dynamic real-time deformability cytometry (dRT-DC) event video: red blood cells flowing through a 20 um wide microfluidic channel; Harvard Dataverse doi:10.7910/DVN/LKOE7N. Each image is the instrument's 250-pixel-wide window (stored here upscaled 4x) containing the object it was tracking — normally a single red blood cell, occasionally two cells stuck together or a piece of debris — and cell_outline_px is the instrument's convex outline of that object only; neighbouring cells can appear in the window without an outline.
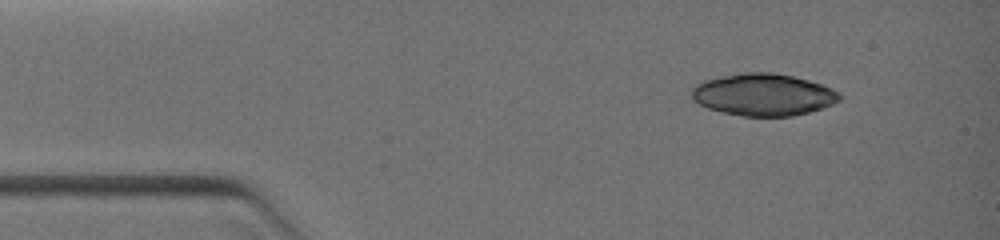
{"species": "common noctule bat (a hibernating species)", "species_latin": "Nyctalus noctula", "temperature_condition": "warm", "stored_images_in_passage": 9, "camera_frame_rate_fps": 3000, "um_per_image_px": 0.085, "animal": {"sex": "female", "body_mass_g": 19.0, "forearm_length_mm": 51.5}, "frame": {"image": 1, "passage_image": 3, "time_ms": 1.0, "image_size_px": [1000, 240], "cell_outline_px": [[844, 96], [840, 100], [832, 104], [808, 112], [792, 116], [744, 116], [724, 112], [708, 108], [692, 100], [692, 88], [696, 84], [704, 80], [720, 76], [748, 72], [772, 72], [792, 76], [808, 80], [832, 88], [840, 92]], "centroid_in_image_um": [64.89, 8.04], "position_along_channel_um": 20.1, "area_um2": 36.18}}